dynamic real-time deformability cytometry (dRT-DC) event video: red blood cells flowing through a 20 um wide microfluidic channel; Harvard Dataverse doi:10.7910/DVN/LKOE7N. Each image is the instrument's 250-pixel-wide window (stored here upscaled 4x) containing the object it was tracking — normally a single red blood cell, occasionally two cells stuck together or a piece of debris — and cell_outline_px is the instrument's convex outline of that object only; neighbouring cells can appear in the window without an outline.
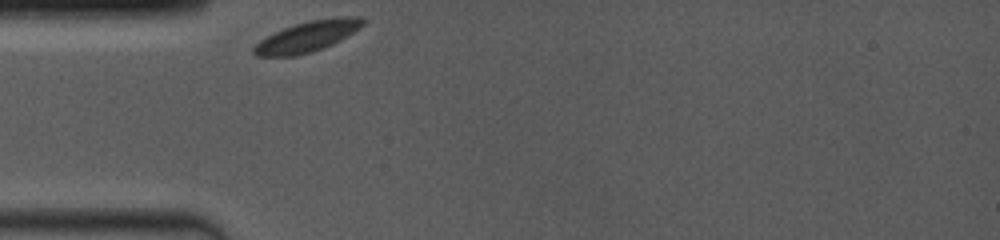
{"species": "common noctule bat (a hibernating species)", "species_latin": "Nyctalus noctula", "temperature_condition": "room temperature", "stored_images_in_passage": 3, "camera_frame_rate_fps": 4000, "um_per_image_px": 0.085, "animal": {"sex": "female", "body_mass_g": 19.0, "forearm_length_mm": 53.3}, "frame": {"image": 1, "passage_image": 1, "time_ms": 0.0, "image_size_px": [1000, 240], "cell_outline_px": [[364, 24], [360, 28], [340, 40], [332, 44], [312, 52], [296, 56], [256, 56], [252, 52], [252, 48], [260, 40], [284, 28], [308, 20], [336, 16], [360, 16], [364, 20]], "centroid_in_image_um": [26.15, 3.09], "position_along_channel_um": 58.9, "area_um2": 19.48}}
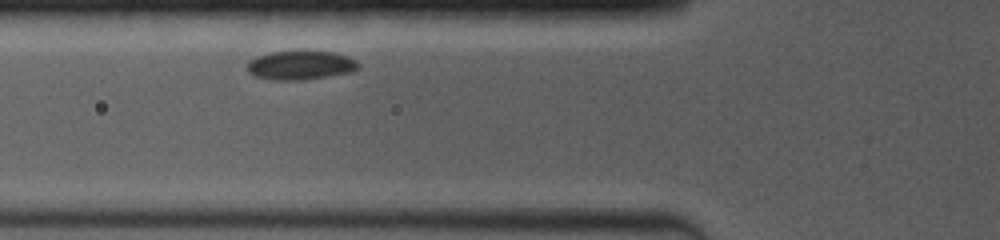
{"frame": {"image": 2, "passage_image": 3, "time_ms": 1.25, "image_size_px": [1000, 240], "cell_outline_px": [[360, 68], [352, 72], [304, 80], [276, 80], [252, 76], [248, 72], [248, 60], [256, 56], [272, 52], [332, 52], [356, 60], [360, 64]], "centroid_in_image_um": [25.53, 5.56], "position_along_channel_um": 100.3, "area_um2": 18.61}}